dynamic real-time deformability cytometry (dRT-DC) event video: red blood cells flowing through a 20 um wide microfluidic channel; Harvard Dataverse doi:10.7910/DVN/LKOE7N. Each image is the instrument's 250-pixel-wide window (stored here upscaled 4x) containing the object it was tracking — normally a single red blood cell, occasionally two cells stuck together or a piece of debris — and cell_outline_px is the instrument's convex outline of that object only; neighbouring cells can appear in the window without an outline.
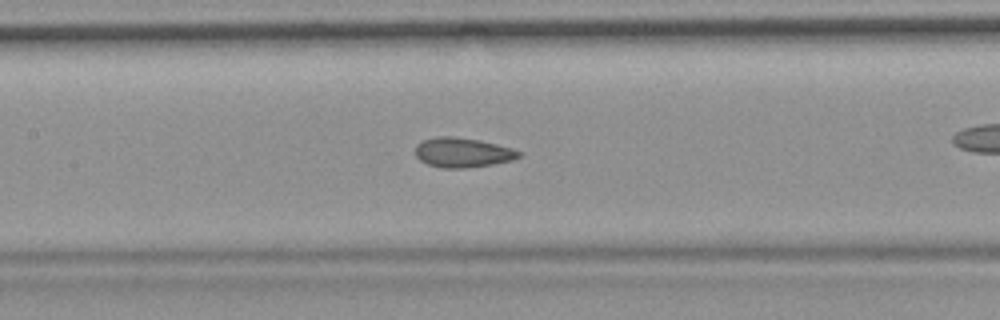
{"species": "common noctule bat (a hibernating species)", "species_latin": "Nyctalus noctula", "temperature_condition": "room temperature", "stored_images_in_passage": 44, "camera_frame_rate_fps": 3000, "um_per_image_px": 0.085, "animal": {"sex": "female", "body_mass_g": 19.9}, "frame": {"image": 1, "passage_image": 26, "time_ms": 8.333, "image_size_px": [1000, 320], "cell_outline_px": [[524, 156], [512, 160], [492, 164], [464, 168], [440, 168], [428, 164], [420, 160], [416, 156], [416, 144], [424, 140], [436, 136], [452, 136], [480, 140], [512, 148], [524, 152]], "centroid_in_image_um": [39.36, 12.96], "position_along_channel_um": 168.0, "area_um2": 18.03}}
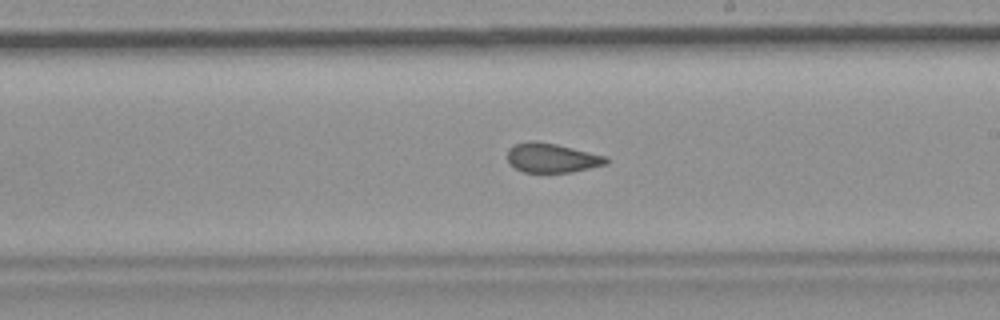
{"frame": {"image": 2, "passage_image": 32, "time_ms": 10.333, "image_size_px": [1000, 320], "cell_outline_px": [[608, 164], [572, 172], [524, 172], [516, 168], [508, 160], [508, 148], [516, 144], [532, 140], [536, 140], [556, 144], [608, 156]], "centroid_in_image_um": [46.95, 13.41], "position_along_channel_um": 242.1, "area_um2": 16.88}}